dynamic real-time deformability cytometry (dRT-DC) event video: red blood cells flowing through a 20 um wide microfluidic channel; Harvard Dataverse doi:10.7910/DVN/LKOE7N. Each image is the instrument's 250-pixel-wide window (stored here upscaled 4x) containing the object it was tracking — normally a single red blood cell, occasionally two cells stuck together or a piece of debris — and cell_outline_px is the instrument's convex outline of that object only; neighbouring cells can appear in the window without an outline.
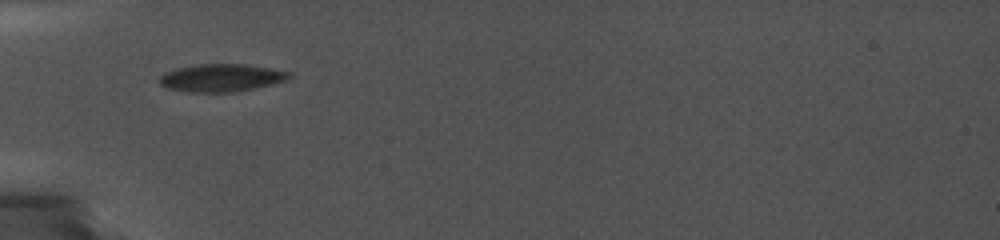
{"species": "common noctule bat (a hibernating species)", "species_latin": "Nyctalus noctula", "temperature_condition": "cold", "stored_images_in_passage": 40, "camera_frame_rate_fps": 5000, "um_per_image_px": 0.085, "animal": {"sex": "female", "body_mass_g": 19.0, "forearm_length_mm": 56.7}, "frame": {"image": 1, "passage_image": 1, "time_ms": 0.0, "image_size_px": [1000, 240], "cell_outline_px": [[292, 76], [288, 80], [272, 84], [232, 92], [188, 92], [168, 88], [160, 84], [160, 76], [168, 72], [180, 68], [200, 64], [244, 64], [292, 72]], "centroid_in_image_um": [18.86, 6.62], "position_along_channel_um": 66.1, "area_um2": 20.58}}
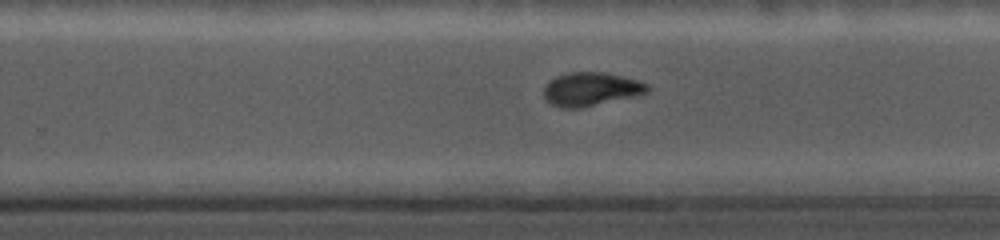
{"frame": {"image": 2, "passage_image": 29, "time_ms": 5.8, "image_size_px": [1000, 240], "cell_outline_px": [[652, 88], [644, 96], [580, 108], [560, 108], [544, 100], [544, 88], [556, 76], [572, 72], [604, 72], [636, 80], [648, 84]], "centroid_in_image_um": [50.31, 7.61], "position_along_channel_um": 279.5, "area_um2": 20.63}}
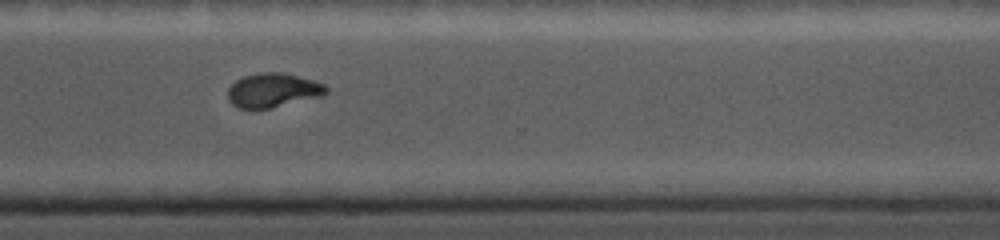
{"frame": {"image": 3, "passage_image": 39, "time_ms": 7.6, "image_size_px": [1000, 240], "cell_outline_px": [[328, 92], [324, 96], [256, 112], [252, 112], [240, 108], [232, 104], [228, 100], [228, 88], [236, 80], [244, 76], [260, 72], [284, 72], [312, 80], [324, 84], [328, 88]], "centroid_in_image_um": [23.19, 7.72], "position_along_channel_um": 347.4, "area_um2": 20.29}}